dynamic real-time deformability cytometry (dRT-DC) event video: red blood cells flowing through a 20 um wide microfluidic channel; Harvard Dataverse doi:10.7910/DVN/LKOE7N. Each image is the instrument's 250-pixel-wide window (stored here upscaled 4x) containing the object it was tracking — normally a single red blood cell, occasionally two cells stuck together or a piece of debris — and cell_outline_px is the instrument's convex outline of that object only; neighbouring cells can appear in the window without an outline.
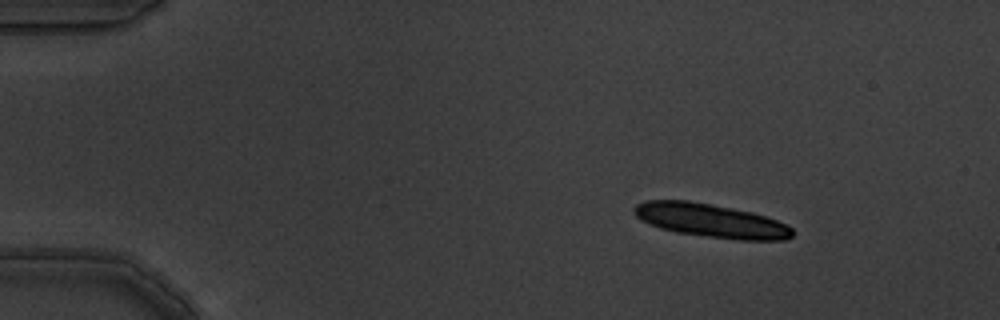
{"species": "common noctule bat (a hibernating species)", "species_latin": "Nyctalus noctula", "temperature_condition": "warm", "stored_images_in_passage": 5, "camera_frame_rate_fps": 3000, "um_per_image_px": 0.085, "animal": {"sex": "male", "body_mass_g": 19.5, "forearm_length_mm": 54.6}, "frame": {"image": 1, "passage_image": 2, "time_ms": 0.333, "image_size_px": [1000, 320], "cell_outline_px": [[792, 236], [788, 240], [740, 240], [676, 232], [660, 228], [636, 216], [632, 208], [636, 204], [648, 200], [688, 200], [712, 204], [752, 212], [788, 224], [792, 228]], "centroid_in_image_um": [60.46, 18.74], "position_along_channel_um": 24.5, "area_um2": 30.81}}